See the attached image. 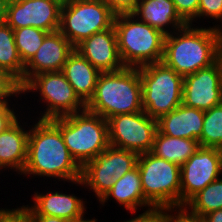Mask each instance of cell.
I'll use <instances>...</instances> for the list:
<instances>
[{
  "mask_svg": "<svg viewBox=\"0 0 222 222\" xmlns=\"http://www.w3.org/2000/svg\"><path fill=\"white\" fill-rule=\"evenodd\" d=\"M22 173L69 182L81 179V166L71 156L60 129L51 120L39 119L29 130L27 161Z\"/></svg>",
  "mask_w": 222,
  "mask_h": 222,
  "instance_id": "1",
  "label": "cell"
},
{
  "mask_svg": "<svg viewBox=\"0 0 222 222\" xmlns=\"http://www.w3.org/2000/svg\"><path fill=\"white\" fill-rule=\"evenodd\" d=\"M191 27L192 24H186L164 39L162 61L183 77L209 67L220 58L221 27Z\"/></svg>",
  "mask_w": 222,
  "mask_h": 222,
  "instance_id": "2",
  "label": "cell"
},
{
  "mask_svg": "<svg viewBox=\"0 0 222 222\" xmlns=\"http://www.w3.org/2000/svg\"><path fill=\"white\" fill-rule=\"evenodd\" d=\"M86 109L106 120L118 114L143 111L139 68L101 72Z\"/></svg>",
  "mask_w": 222,
  "mask_h": 222,
  "instance_id": "3",
  "label": "cell"
},
{
  "mask_svg": "<svg viewBox=\"0 0 222 222\" xmlns=\"http://www.w3.org/2000/svg\"><path fill=\"white\" fill-rule=\"evenodd\" d=\"M135 19L131 13L117 14L114 19L122 63L125 67L139 68L161 62L164 55L165 34Z\"/></svg>",
  "mask_w": 222,
  "mask_h": 222,
  "instance_id": "4",
  "label": "cell"
},
{
  "mask_svg": "<svg viewBox=\"0 0 222 222\" xmlns=\"http://www.w3.org/2000/svg\"><path fill=\"white\" fill-rule=\"evenodd\" d=\"M51 121L60 129L67 149L81 167L110 145L108 121L87 109Z\"/></svg>",
  "mask_w": 222,
  "mask_h": 222,
  "instance_id": "5",
  "label": "cell"
},
{
  "mask_svg": "<svg viewBox=\"0 0 222 222\" xmlns=\"http://www.w3.org/2000/svg\"><path fill=\"white\" fill-rule=\"evenodd\" d=\"M142 84V108L152 119L162 116L182 104L184 77L163 61L139 67Z\"/></svg>",
  "mask_w": 222,
  "mask_h": 222,
  "instance_id": "6",
  "label": "cell"
},
{
  "mask_svg": "<svg viewBox=\"0 0 222 222\" xmlns=\"http://www.w3.org/2000/svg\"><path fill=\"white\" fill-rule=\"evenodd\" d=\"M137 167L144 197L153 207L180 206V166L147 152L138 155Z\"/></svg>",
  "mask_w": 222,
  "mask_h": 222,
  "instance_id": "7",
  "label": "cell"
},
{
  "mask_svg": "<svg viewBox=\"0 0 222 222\" xmlns=\"http://www.w3.org/2000/svg\"><path fill=\"white\" fill-rule=\"evenodd\" d=\"M116 14L102 0H71L62 5L59 31L76 47L114 26Z\"/></svg>",
  "mask_w": 222,
  "mask_h": 222,
  "instance_id": "8",
  "label": "cell"
},
{
  "mask_svg": "<svg viewBox=\"0 0 222 222\" xmlns=\"http://www.w3.org/2000/svg\"><path fill=\"white\" fill-rule=\"evenodd\" d=\"M137 159V153L109 145L81 167V179L73 183L90 187L100 201L115 181L137 165Z\"/></svg>",
  "mask_w": 222,
  "mask_h": 222,
  "instance_id": "9",
  "label": "cell"
},
{
  "mask_svg": "<svg viewBox=\"0 0 222 222\" xmlns=\"http://www.w3.org/2000/svg\"><path fill=\"white\" fill-rule=\"evenodd\" d=\"M37 90L40 91V99L47 104L40 119L51 120L86 109V104L75 93L62 71L39 73L22 87L24 94Z\"/></svg>",
  "mask_w": 222,
  "mask_h": 222,
  "instance_id": "10",
  "label": "cell"
},
{
  "mask_svg": "<svg viewBox=\"0 0 222 222\" xmlns=\"http://www.w3.org/2000/svg\"><path fill=\"white\" fill-rule=\"evenodd\" d=\"M107 121L110 146L138 155L151 152L158 131L157 120L140 111L118 114Z\"/></svg>",
  "mask_w": 222,
  "mask_h": 222,
  "instance_id": "11",
  "label": "cell"
},
{
  "mask_svg": "<svg viewBox=\"0 0 222 222\" xmlns=\"http://www.w3.org/2000/svg\"><path fill=\"white\" fill-rule=\"evenodd\" d=\"M222 151L200 147L181 167L180 206L222 174Z\"/></svg>",
  "mask_w": 222,
  "mask_h": 222,
  "instance_id": "12",
  "label": "cell"
},
{
  "mask_svg": "<svg viewBox=\"0 0 222 222\" xmlns=\"http://www.w3.org/2000/svg\"><path fill=\"white\" fill-rule=\"evenodd\" d=\"M62 4L56 0H9L5 22L14 30L36 27L59 30Z\"/></svg>",
  "mask_w": 222,
  "mask_h": 222,
  "instance_id": "13",
  "label": "cell"
},
{
  "mask_svg": "<svg viewBox=\"0 0 222 222\" xmlns=\"http://www.w3.org/2000/svg\"><path fill=\"white\" fill-rule=\"evenodd\" d=\"M182 103L207 111L222 103V60L184 77Z\"/></svg>",
  "mask_w": 222,
  "mask_h": 222,
  "instance_id": "14",
  "label": "cell"
},
{
  "mask_svg": "<svg viewBox=\"0 0 222 222\" xmlns=\"http://www.w3.org/2000/svg\"><path fill=\"white\" fill-rule=\"evenodd\" d=\"M74 50L73 44L59 30L49 33L24 67L23 86L39 73L62 71Z\"/></svg>",
  "mask_w": 222,
  "mask_h": 222,
  "instance_id": "15",
  "label": "cell"
},
{
  "mask_svg": "<svg viewBox=\"0 0 222 222\" xmlns=\"http://www.w3.org/2000/svg\"><path fill=\"white\" fill-rule=\"evenodd\" d=\"M75 50L100 72H114L125 67L118 51L114 26L83 40L75 47Z\"/></svg>",
  "mask_w": 222,
  "mask_h": 222,
  "instance_id": "16",
  "label": "cell"
},
{
  "mask_svg": "<svg viewBox=\"0 0 222 222\" xmlns=\"http://www.w3.org/2000/svg\"><path fill=\"white\" fill-rule=\"evenodd\" d=\"M205 111L180 104L157 120L158 130L167 136L199 140Z\"/></svg>",
  "mask_w": 222,
  "mask_h": 222,
  "instance_id": "17",
  "label": "cell"
},
{
  "mask_svg": "<svg viewBox=\"0 0 222 222\" xmlns=\"http://www.w3.org/2000/svg\"><path fill=\"white\" fill-rule=\"evenodd\" d=\"M34 205L25 206L29 215H47L63 218L67 221L80 217L84 214V202L75 195H67L59 192H47L43 194H34Z\"/></svg>",
  "mask_w": 222,
  "mask_h": 222,
  "instance_id": "18",
  "label": "cell"
},
{
  "mask_svg": "<svg viewBox=\"0 0 222 222\" xmlns=\"http://www.w3.org/2000/svg\"><path fill=\"white\" fill-rule=\"evenodd\" d=\"M62 72L75 93L86 104L94 94L101 72L76 50L68 57Z\"/></svg>",
  "mask_w": 222,
  "mask_h": 222,
  "instance_id": "19",
  "label": "cell"
},
{
  "mask_svg": "<svg viewBox=\"0 0 222 222\" xmlns=\"http://www.w3.org/2000/svg\"><path fill=\"white\" fill-rule=\"evenodd\" d=\"M131 14L137 16L138 20L160 30L165 35L171 33L169 29L166 30L169 25L172 24L171 27H174V31H177L187 24L176 12L172 0H139Z\"/></svg>",
  "mask_w": 222,
  "mask_h": 222,
  "instance_id": "20",
  "label": "cell"
},
{
  "mask_svg": "<svg viewBox=\"0 0 222 222\" xmlns=\"http://www.w3.org/2000/svg\"><path fill=\"white\" fill-rule=\"evenodd\" d=\"M24 131L18 119L0 133V170L15 169L20 175L26 165L29 131Z\"/></svg>",
  "mask_w": 222,
  "mask_h": 222,
  "instance_id": "21",
  "label": "cell"
},
{
  "mask_svg": "<svg viewBox=\"0 0 222 222\" xmlns=\"http://www.w3.org/2000/svg\"><path fill=\"white\" fill-rule=\"evenodd\" d=\"M110 197H113L118 204L123 205L131 213H135L137 207H153L144 197L137 165L115 181L112 188L99 202L104 205Z\"/></svg>",
  "mask_w": 222,
  "mask_h": 222,
  "instance_id": "22",
  "label": "cell"
},
{
  "mask_svg": "<svg viewBox=\"0 0 222 222\" xmlns=\"http://www.w3.org/2000/svg\"><path fill=\"white\" fill-rule=\"evenodd\" d=\"M199 148L198 140L171 137L158 130L151 153L181 167Z\"/></svg>",
  "mask_w": 222,
  "mask_h": 222,
  "instance_id": "23",
  "label": "cell"
},
{
  "mask_svg": "<svg viewBox=\"0 0 222 222\" xmlns=\"http://www.w3.org/2000/svg\"><path fill=\"white\" fill-rule=\"evenodd\" d=\"M0 67L12 74L23 87L24 67L15 45L14 30L6 23H0Z\"/></svg>",
  "mask_w": 222,
  "mask_h": 222,
  "instance_id": "24",
  "label": "cell"
},
{
  "mask_svg": "<svg viewBox=\"0 0 222 222\" xmlns=\"http://www.w3.org/2000/svg\"><path fill=\"white\" fill-rule=\"evenodd\" d=\"M187 209L202 217L208 213L222 209V178L208 184L195 194L186 204Z\"/></svg>",
  "mask_w": 222,
  "mask_h": 222,
  "instance_id": "25",
  "label": "cell"
},
{
  "mask_svg": "<svg viewBox=\"0 0 222 222\" xmlns=\"http://www.w3.org/2000/svg\"><path fill=\"white\" fill-rule=\"evenodd\" d=\"M48 34L45 30L30 26L14 29L15 45L24 65L32 59Z\"/></svg>",
  "mask_w": 222,
  "mask_h": 222,
  "instance_id": "26",
  "label": "cell"
},
{
  "mask_svg": "<svg viewBox=\"0 0 222 222\" xmlns=\"http://www.w3.org/2000/svg\"><path fill=\"white\" fill-rule=\"evenodd\" d=\"M200 147L220 148L222 146V103L205 111Z\"/></svg>",
  "mask_w": 222,
  "mask_h": 222,
  "instance_id": "27",
  "label": "cell"
},
{
  "mask_svg": "<svg viewBox=\"0 0 222 222\" xmlns=\"http://www.w3.org/2000/svg\"><path fill=\"white\" fill-rule=\"evenodd\" d=\"M20 93H22V87L19 81L6 69L0 67V105L8 103L9 97Z\"/></svg>",
  "mask_w": 222,
  "mask_h": 222,
  "instance_id": "28",
  "label": "cell"
},
{
  "mask_svg": "<svg viewBox=\"0 0 222 222\" xmlns=\"http://www.w3.org/2000/svg\"><path fill=\"white\" fill-rule=\"evenodd\" d=\"M176 12L187 23L192 24L198 14L199 0H172Z\"/></svg>",
  "mask_w": 222,
  "mask_h": 222,
  "instance_id": "29",
  "label": "cell"
},
{
  "mask_svg": "<svg viewBox=\"0 0 222 222\" xmlns=\"http://www.w3.org/2000/svg\"><path fill=\"white\" fill-rule=\"evenodd\" d=\"M203 16L222 21V0H199L198 14L194 19Z\"/></svg>",
  "mask_w": 222,
  "mask_h": 222,
  "instance_id": "30",
  "label": "cell"
},
{
  "mask_svg": "<svg viewBox=\"0 0 222 222\" xmlns=\"http://www.w3.org/2000/svg\"><path fill=\"white\" fill-rule=\"evenodd\" d=\"M174 209L175 211L178 209V213H176L177 215L174 214L175 216H173L171 213L168 214L171 210L173 211ZM166 222H205V220L201 215L194 214L191 211L188 212L187 207L184 205L166 208Z\"/></svg>",
  "mask_w": 222,
  "mask_h": 222,
  "instance_id": "31",
  "label": "cell"
},
{
  "mask_svg": "<svg viewBox=\"0 0 222 222\" xmlns=\"http://www.w3.org/2000/svg\"><path fill=\"white\" fill-rule=\"evenodd\" d=\"M123 222H166V208L150 207L138 217Z\"/></svg>",
  "mask_w": 222,
  "mask_h": 222,
  "instance_id": "32",
  "label": "cell"
},
{
  "mask_svg": "<svg viewBox=\"0 0 222 222\" xmlns=\"http://www.w3.org/2000/svg\"><path fill=\"white\" fill-rule=\"evenodd\" d=\"M0 222H32L28 210L25 206L17 209H1Z\"/></svg>",
  "mask_w": 222,
  "mask_h": 222,
  "instance_id": "33",
  "label": "cell"
},
{
  "mask_svg": "<svg viewBox=\"0 0 222 222\" xmlns=\"http://www.w3.org/2000/svg\"><path fill=\"white\" fill-rule=\"evenodd\" d=\"M116 15L132 13L139 0H102Z\"/></svg>",
  "mask_w": 222,
  "mask_h": 222,
  "instance_id": "34",
  "label": "cell"
},
{
  "mask_svg": "<svg viewBox=\"0 0 222 222\" xmlns=\"http://www.w3.org/2000/svg\"><path fill=\"white\" fill-rule=\"evenodd\" d=\"M8 103L0 105V133L10 127L18 118Z\"/></svg>",
  "mask_w": 222,
  "mask_h": 222,
  "instance_id": "35",
  "label": "cell"
},
{
  "mask_svg": "<svg viewBox=\"0 0 222 222\" xmlns=\"http://www.w3.org/2000/svg\"><path fill=\"white\" fill-rule=\"evenodd\" d=\"M32 222H68L67 220L59 217L47 215H30Z\"/></svg>",
  "mask_w": 222,
  "mask_h": 222,
  "instance_id": "36",
  "label": "cell"
},
{
  "mask_svg": "<svg viewBox=\"0 0 222 222\" xmlns=\"http://www.w3.org/2000/svg\"><path fill=\"white\" fill-rule=\"evenodd\" d=\"M205 222H222V209H218L203 216Z\"/></svg>",
  "mask_w": 222,
  "mask_h": 222,
  "instance_id": "37",
  "label": "cell"
},
{
  "mask_svg": "<svg viewBox=\"0 0 222 222\" xmlns=\"http://www.w3.org/2000/svg\"><path fill=\"white\" fill-rule=\"evenodd\" d=\"M9 0H0V23L5 22Z\"/></svg>",
  "mask_w": 222,
  "mask_h": 222,
  "instance_id": "38",
  "label": "cell"
},
{
  "mask_svg": "<svg viewBox=\"0 0 222 222\" xmlns=\"http://www.w3.org/2000/svg\"><path fill=\"white\" fill-rule=\"evenodd\" d=\"M84 218V216L82 215V216H80V217H77V218H74V219H71V220H69L68 222H97V219H88V220H85V219H83Z\"/></svg>",
  "mask_w": 222,
  "mask_h": 222,
  "instance_id": "39",
  "label": "cell"
},
{
  "mask_svg": "<svg viewBox=\"0 0 222 222\" xmlns=\"http://www.w3.org/2000/svg\"><path fill=\"white\" fill-rule=\"evenodd\" d=\"M56 1H58L59 3H61L63 5V4L68 3L71 0H56Z\"/></svg>",
  "mask_w": 222,
  "mask_h": 222,
  "instance_id": "40",
  "label": "cell"
},
{
  "mask_svg": "<svg viewBox=\"0 0 222 222\" xmlns=\"http://www.w3.org/2000/svg\"><path fill=\"white\" fill-rule=\"evenodd\" d=\"M220 59L222 60V39H221V42H220Z\"/></svg>",
  "mask_w": 222,
  "mask_h": 222,
  "instance_id": "41",
  "label": "cell"
}]
</instances>
